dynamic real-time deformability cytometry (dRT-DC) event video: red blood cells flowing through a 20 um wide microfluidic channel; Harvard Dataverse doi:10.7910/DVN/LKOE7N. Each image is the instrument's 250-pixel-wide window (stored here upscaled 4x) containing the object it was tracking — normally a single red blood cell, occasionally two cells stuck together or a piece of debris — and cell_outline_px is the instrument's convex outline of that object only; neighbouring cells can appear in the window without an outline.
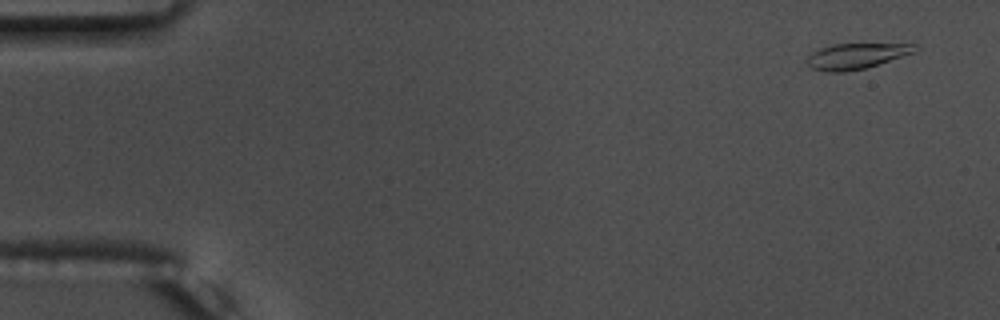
{"species": "common noctule bat (a hibernating species)", "species_latin": "Nyctalus noctula", "temperature_condition": "warm", "stored_images_in_passage": 56, "camera_frame_rate_fps": 3000, "um_per_image_px": 0.085, "animal": {"sex": "male", "body_mass_g": 17.5, "forearm_length_mm": 52.3}, "frame": {"image": 1, "passage_image": 3, "time_ms": 0.667, "image_size_px": [1000, 320], "cell_outline_px": [[916, 52], [864, 68], [844, 72], [832, 72], [812, 68], [804, 60], [812, 52], [820, 48], [832, 44], [916, 44]], "centroid_in_image_um": [72.75, 4.76], "position_along_channel_um": 12.3, "area_um2": 15.9}}
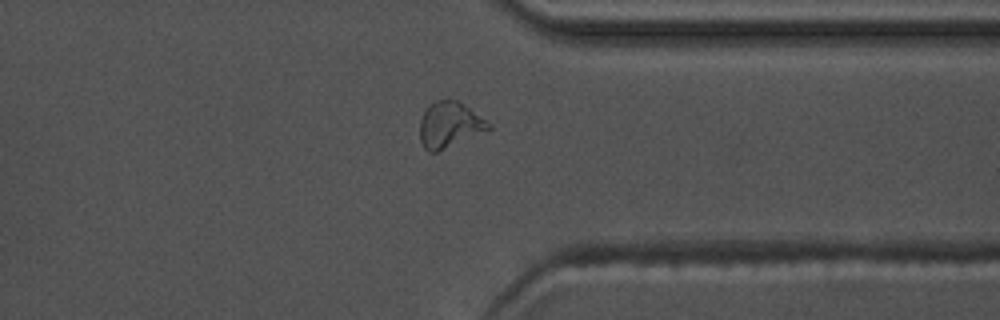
{"frame": {"image": 2, "passage_image": 43, "time_ms": 14.0, "image_size_px": [1000, 320], "cell_outline_px": [[492, 128], [436, 152], [428, 152], [424, 148], [420, 140], [420, 120], [424, 112], [436, 100], [456, 100], [492, 124]], "centroid_in_image_um": [38.19, 10.62], "position_along_channel_um": 373.2, "area_um2": 17.8}}
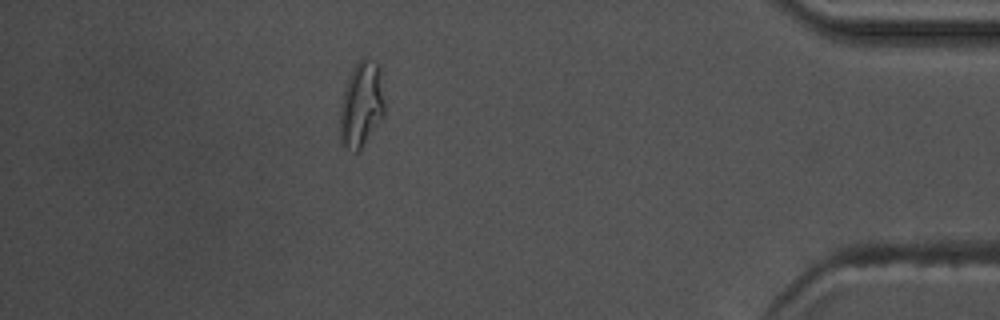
{"frame": {"image": 3, "passage_image": 49, "time_ms": 16.0, "image_size_px": [1000, 320], "cell_outline_px": [[384, 116], [360, 148], [356, 152], [352, 152], [340, 140], [340, 108], [344, 88], [356, 64], [364, 56], [380, 64], [384, 100]], "centroid_in_image_um": [30.73, 8.85], "position_along_channel_um": 404.5, "area_um2": 22.08}}